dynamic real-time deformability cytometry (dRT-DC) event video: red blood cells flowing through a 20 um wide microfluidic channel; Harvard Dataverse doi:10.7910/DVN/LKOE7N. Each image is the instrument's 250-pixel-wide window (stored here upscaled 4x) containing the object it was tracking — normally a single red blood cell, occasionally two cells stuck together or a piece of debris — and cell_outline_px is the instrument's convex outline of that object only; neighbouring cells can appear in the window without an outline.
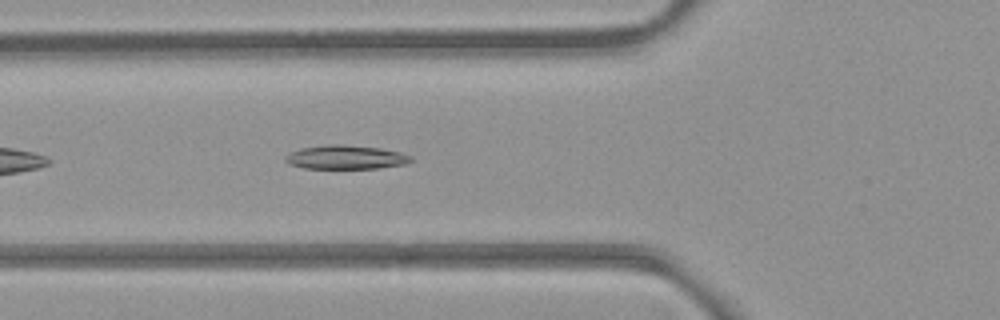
{"species": "common noctule bat (a hibernating species)", "species_latin": "Nyctalus noctula", "temperature_condition": "room temperature", "stored_images_in_passage": 38, "camera_frame_rate_fps": 3000, "um_per_image_px": 0.085, "animal": {"sex": "female", "body_mass_g": 21.9}, "frame": {"image": 1, "passage_image": 5, "time_ms": 1.333, "image_size_px": [1000, 320], "cell_outline_px": [[412, 160], [404, 164], [380, 168], [304, 168], [288, 164], [284, 160], [284, 156], [300, 148], [328, 144], [340, 144], [380, 148], [400, 152], [412, 156]], "centroid_in_image_um": [29.36, 13.36], "position_along_channel_um": 96.4, "area_um2": 17.46}}
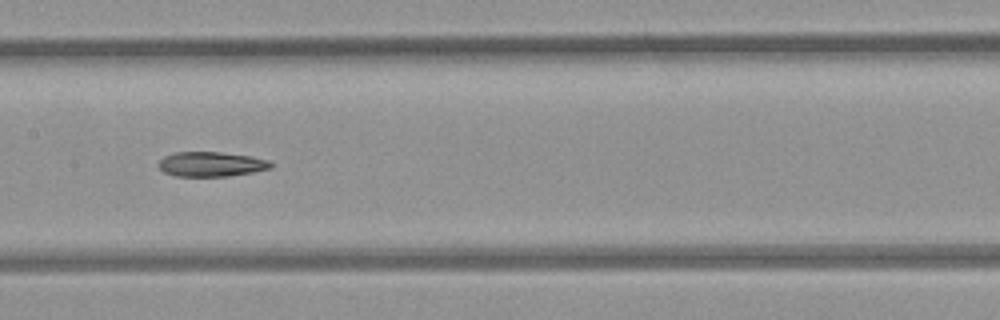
{"frame": {"image": 2, "passage_image": 12, "time_ms": 3.667, "image_size_px": [1000, 320], "cell_outline_px": [[272, 168], [252, 172], [228, 176], [176, 176], [164, 172], [156, 164], [164, 156], [176, 152], [220, 152], [252, 156], [268, 160], [272, 164]], "centroid_in_image_um": [17.94, 13.95], "position_along_channel_um": 189.5, "area_um2": 16.18}}
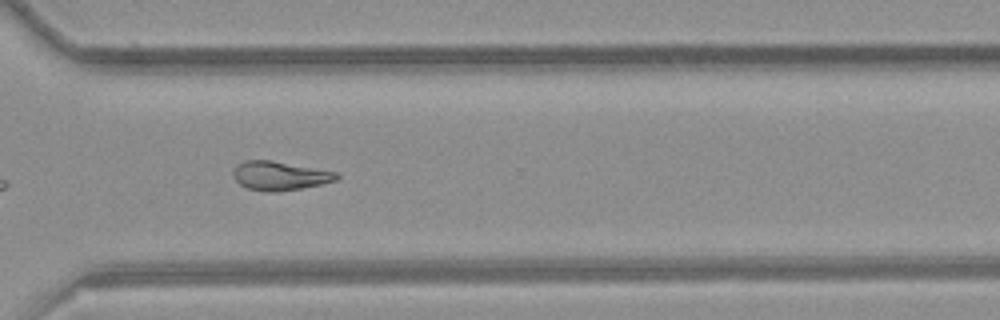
{"frame": {"image": 3, "passage_image": 24, "time_ms": 7.667, "image_size_px": [1000, 320], "cell_outline_px": [[340, 176], [336, 180], [320, 184], [300, 188], [276, 192], [264, 192], [248, 188], [240, 184], [232, 176], [232, 172], [244, 160], [268, 160], [336, 172]], "centroid_in_image_um": [23.75, 14.95], "position_along_channel_um": 346.9, "area_um2": 17.05}}